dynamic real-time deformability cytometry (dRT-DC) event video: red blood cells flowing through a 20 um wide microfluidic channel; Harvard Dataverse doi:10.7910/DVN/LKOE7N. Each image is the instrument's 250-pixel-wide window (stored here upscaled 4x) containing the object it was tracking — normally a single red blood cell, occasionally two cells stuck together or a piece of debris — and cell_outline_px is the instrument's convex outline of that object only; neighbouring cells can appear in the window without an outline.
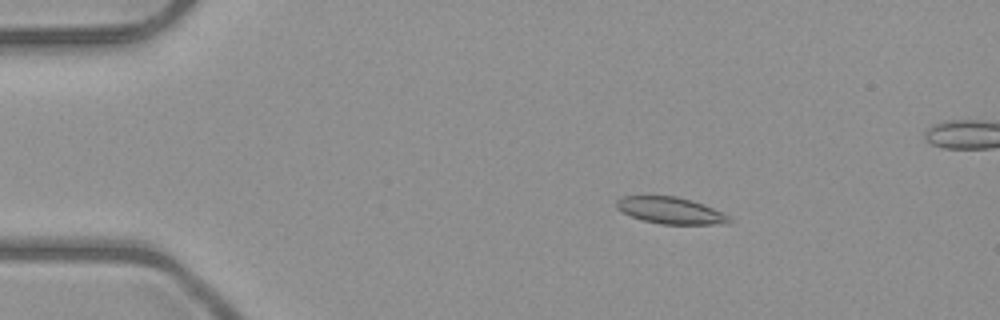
{"species": "common noctule bat (a hibernating species)", "species_latin": "Nyctalus noctula", "temperature_condition": "room temperature", "stored_images_in_passage": 54, "camera_frame_rate_fps": 3000, "um_per_image_px": 0.085, "animal": {"sex": "male", "body_mass_g": 23.1, "forearm_length_mm": 52.7}, "frame": {"image": 1, "passage_image": 10, "time_ms": 3.0, "image_size_px": [1000, 320], "cell_outline_px": [[732, 220], [728, 224], [660, 224], [644, 220], [632, 216], [616, 208], [616, 200], [620, 196], [676, 196], [692, 200], [704, 204], [728, 216]], "centroid_in_image_um": [56.99, 17.88], "position_along_channel_um": 28.0, "area_um2": 17.4}}
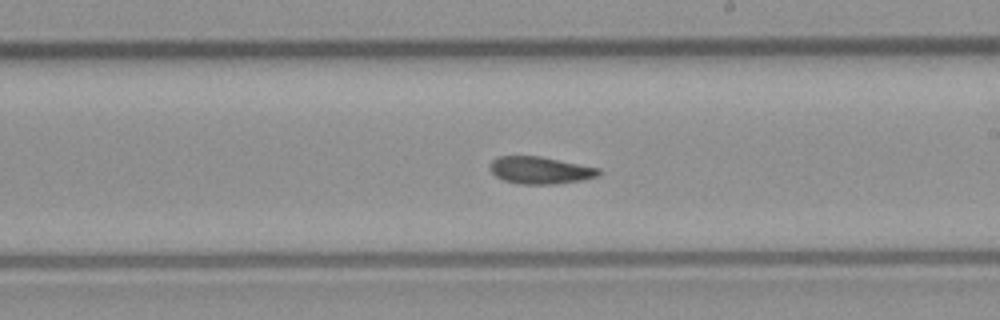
{"frame": {"image": 2, "passage_image": 31, "time_ms": 10.0, "image_size_px": [1000, 320], "cell_outline_px": [[600, 176], [580, 180], [556, 184], [520, 184], [504, 180], [496, 176], [488, 168], [492, 160], [496, 156], [540, 156], [600, 168]], "centroid_in_image_um": [45.9, 14.46], "position_along_channel_um": 243.1, "area_um2": 17.28}}
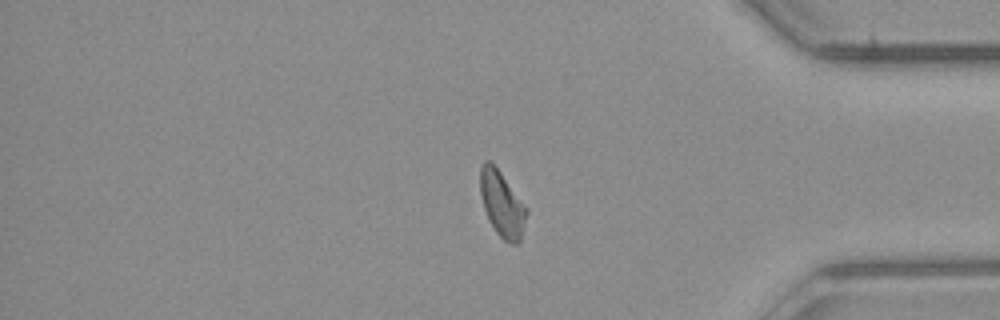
{"frame": {"image": 3, "passage_image": 44, "time_ms": 14.333, "image_size_px": [1000, 320], "cell_outline_px": [[528, 212], [520, 240], [516, 244], [512, 244], [504, 240], [496, 232], [484, 208], [480, 192], [480, 168], [484, 160], [488, 160], [500, 172], [528, 208]], "centroid_in_image_um": [42.68, 17.34], "position_along_channel_um": 392.5, "area_um2": 17.4}, "authors_computed_cell_mechanics": {"area_um2": 17.3978, "velocity_mm_per_s": 4.0095, "shape_relaxation_time_tau1_ms": 5.9193, "shape_relaxation_time_tau2_ms": 6.4913, "deformation_change_tau1": 0.1299, "deformation_change_tau2": 0.1143}}